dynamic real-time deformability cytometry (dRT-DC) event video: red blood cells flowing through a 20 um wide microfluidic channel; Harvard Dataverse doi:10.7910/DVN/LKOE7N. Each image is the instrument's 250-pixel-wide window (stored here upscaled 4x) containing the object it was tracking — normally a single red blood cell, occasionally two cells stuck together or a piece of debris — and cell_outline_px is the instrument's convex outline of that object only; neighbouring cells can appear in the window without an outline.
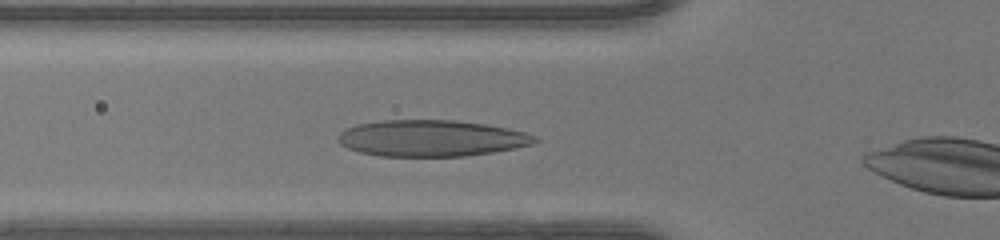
{"species": "human", "species_latin": "Homo sapiens", "temperature_condition": "warm", "stored_images_in_passage": 30, "camera_frame_rate_fps": 3000, "um_per_image_px": 0.085, "donor": {"sex": "female"}, "frame": {"image": 1, "passage_image": 5, "time_ms": 1.333, "image_size_px": [1000, 240], "cell_outline_px": [[540, 140], [532, 144], [492, 152], [464, 156], [380, 156], [360, 152], [348, 148], [340, 144], [336, 140], [340, 132], [356, 124], [384, 120], [456, 120], [484, 124], [524, 132], [536, 136]], "centroid_in_image_um": [36.62, 11.75], "position_along_channel_um": 89.2, "area_um2": 41.5}}
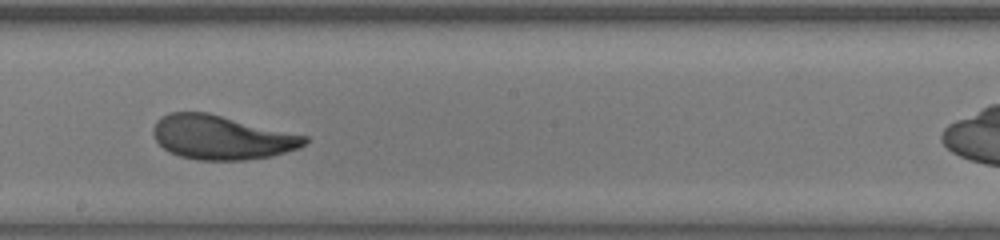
{"frame": {"image": 2, "passage_image": 15, "time_ms": 4.667, "image_size_px": [1000, 240], "cell_outline_px": [[308, 140], [300, 148], [272, 156], [244, 160], [196, 160], [180, 156], [168, 152], [156, 140], [152, 132], [152, 128], [156, 120], [168, 112], [208, 112], [308, 136]], "centroid_in_image_um": [18.82, 11.67], "position_along_channel_um": 229.4, "area_um2": 39.13}}
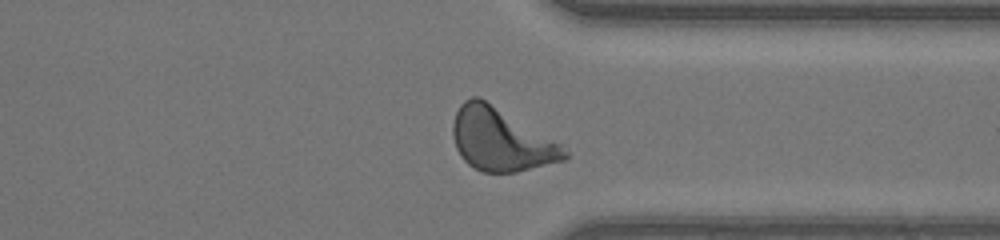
{"frame": {"image": 3, "passage_image": 25, "time_ms": 8.0, "image_size_px": [1000, 240], "cell_outline_px": [[568, 156], [564, 160], [516, 172], [480, 172], [468, 164], [460, 156], [456, 148], [452, 136], [452, 124], [456, 112], [460, 104], [464, 100], [472, 96], [480, 96], [564, 144], [568, 152]], "centroid_in_image_um": [42.58, 11.85], "position_along_channel_um": 368.8, "area_um2": 41.38}, "authors_computed_cell_mechanics": {"area_um2": 39.2751, "velocity_mm_per_s": 4.2138, "shape_relaxation_time_tau1_ms": 3.9241, "shape_relaxation_time_tau2_ms": 0.985, "deformation_change_tau1": 0.202, "deformation_change_tau2": 0.0643}}